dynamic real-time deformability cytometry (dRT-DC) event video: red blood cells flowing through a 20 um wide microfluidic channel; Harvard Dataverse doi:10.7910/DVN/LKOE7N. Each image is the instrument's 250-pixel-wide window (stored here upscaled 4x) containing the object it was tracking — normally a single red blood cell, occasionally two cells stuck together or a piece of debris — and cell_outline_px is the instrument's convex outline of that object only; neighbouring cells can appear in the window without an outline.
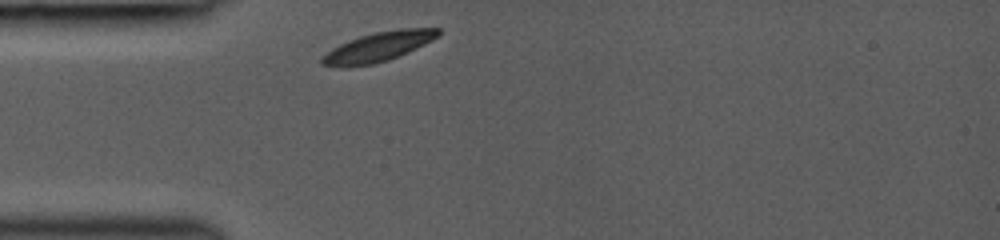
{"species": "common noctule bat (a hibernating species)", "species_latin": "Nyctalus noctula", "temperature_condition": "room temperature", "stored_images_in_passage": 3, "camera_frame_rate_fps": 3000, "um_per_image_px": 0.085, "animal": {"sex": "female", "body_mass_g": 19.0, "forearm_length_mm": 53.3}, "frame": {"image": 1, "passage_image": 1, "time_ms": 0.0, "image_size_px": [1000, 240], "cell_outline_px": [[440, 36], [408, 52], [388, 60], [372, 64], [344, 68], [320, 64], [320, 60], [332, 48], [348, 40], [360, 36], [376, 32], [400, 28], [440, 28]], "centroid_in_image_um": [32.15, 3.98], "position_along_channel_um": 52.8, "area_um2": 19.94}}